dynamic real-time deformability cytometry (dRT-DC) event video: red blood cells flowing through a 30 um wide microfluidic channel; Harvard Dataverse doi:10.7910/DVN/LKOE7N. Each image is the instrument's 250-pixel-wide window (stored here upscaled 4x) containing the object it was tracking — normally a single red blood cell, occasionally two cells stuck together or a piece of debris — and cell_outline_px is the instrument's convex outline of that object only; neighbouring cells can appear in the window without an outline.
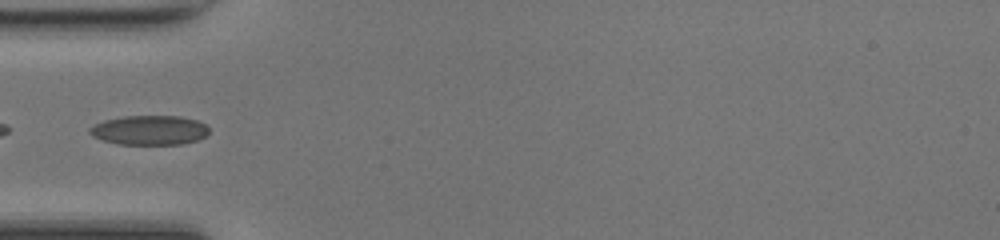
{"species": "common noctule bat (a hibernating species)", "species_latin": "Nyctalus noctula", "temperature_condition": "room temperature", "stored_images_in_passage": 14, "camera_frame_rate_fps": 3000, "um_per_image_px": 0.085, "animal": {"sex": "female", "body_mass_g": 17.0, "forearm_length_mm": 48.0}, "frame": {"image": 1, "passage_image": 1, "time_ms": 0.0, "image_size_px": [1000, 240], "cell_outline_px": [[208, 132], [204, 136], [196, 140], [184, 144], [120, 144], [104, 140], [92, 136], [88, 132], [88, 128], [104, 120], [124, 116], [180, 116], [196, 120], [204, 124], [208, 128]], "centroid_in_image_um": [12.68, 11.06], "position_along_channel_um": 72.3, "area_um2": 20.35}}